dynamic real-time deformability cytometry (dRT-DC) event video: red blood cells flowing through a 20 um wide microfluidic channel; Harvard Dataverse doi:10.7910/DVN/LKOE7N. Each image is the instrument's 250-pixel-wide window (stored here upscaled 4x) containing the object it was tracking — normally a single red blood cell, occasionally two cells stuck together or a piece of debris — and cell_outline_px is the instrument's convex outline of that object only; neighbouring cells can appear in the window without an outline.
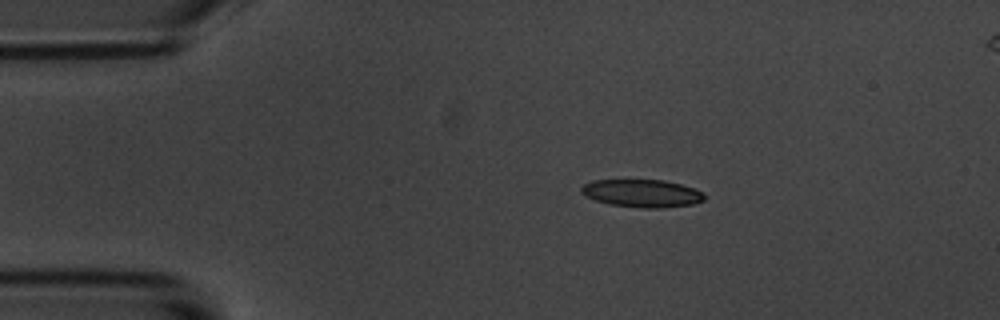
{"species": "common noctule bat (a hibernating species)", "species_latin": "Nyctalus noctula", "temperature_condition": "room temperature", "stored_images_in_passage": 54, "camera_frame_rate_fps": 3000, "um_per_image_px": 0.085, "animal": {"sex": "male", "body_mass_g": 20.1, "forearm_length_mm": 53.5}, "frame": {"image": 1, "passage_image": 9, "time_ms": 2.667, "image_size_px": [1000, 320], "cell_outline_px": [[704, 200], [692, 204], [660, 208], [640, 208], [612, 204], [596, 200], [580, 192], [580, 188], [584, 184], [592, 180], [664, 180], [680, 184], [704, 192]], "centroid_in_image_um": [54.57, 16.42], "position_along_channel_um": 30.4, "area_um2": 19.71}}
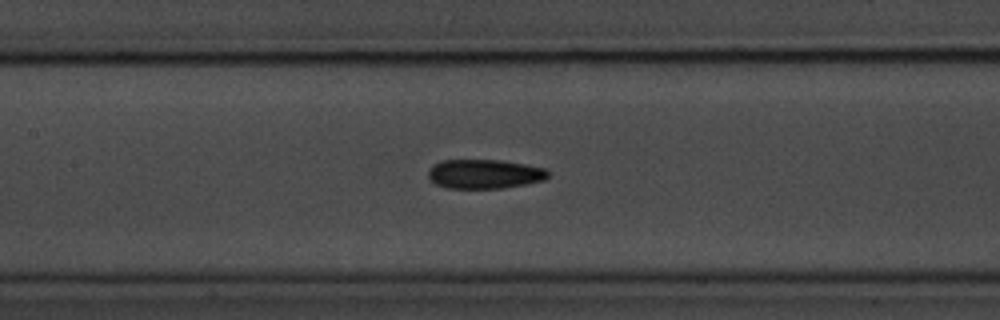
{"frame": {"image": 2, "passage_image": 24, "time_ms": 7.667, "image_size_px": [1000, 320], "cell_outline_px": [[548, 176], [544, 180], [524, 184], [500, 188], [448, 188], [436, 184], [428, 176], [428, 172], [432, 164], [444, 160], [500, 160], [524, 164], [544, 168], [548, 172]], "centroid_in_image_um": [41.15, 14.78], "position_along_channel_um": 166.2, "area_um2": 20.23}}
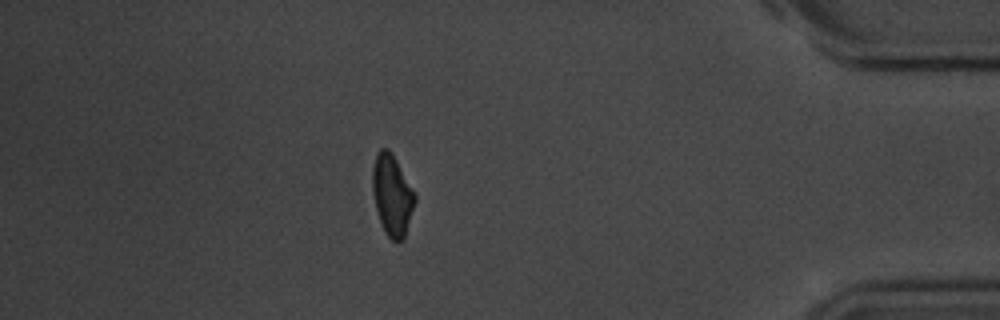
{"frame": {"image": 3, "passage_image": 47, "time_ms": 15.333, "image_size_px": [1000, 320], "cell_outline_px": [[416, 200], [404, 240], [396, 244], [384, 232], [376, 208], [372, 192], [372, 168], [376, 152], [380, 148], [388, 148], [392, 152], [416, 192]], "centroid_in_image_um": [33.34, 16.57], "position_along_channel_um": 401.9, "area_um2": 20.52}, "authors_computed_cell_mechanics": {"area_um2": 20.2011, "velocity_mm_per_s": 3.6308, "shape_relaxation_time_tau1_ms": 2.8783, "shape_relaxation_time_tau2_ms": 2.7641, "deformation_change_tau1": 0.1192, "deformation_change_tau2": 0.1074}}